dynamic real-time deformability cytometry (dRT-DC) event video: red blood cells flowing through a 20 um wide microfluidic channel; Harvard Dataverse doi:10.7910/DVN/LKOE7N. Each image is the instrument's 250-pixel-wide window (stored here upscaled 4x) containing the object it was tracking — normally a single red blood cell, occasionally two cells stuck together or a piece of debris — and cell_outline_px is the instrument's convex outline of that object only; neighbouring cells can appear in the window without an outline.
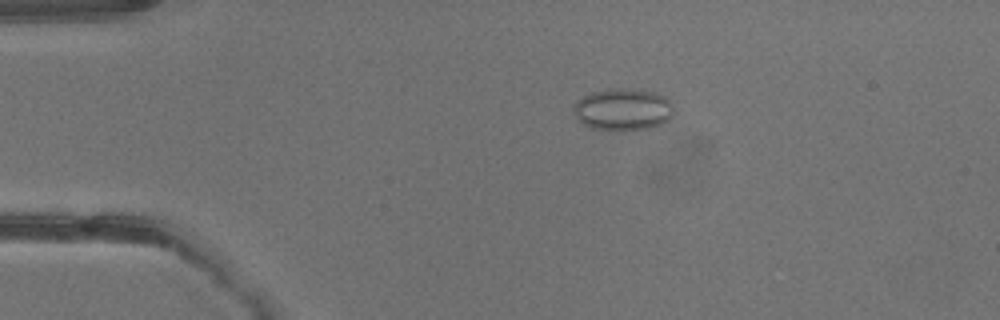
{"species": "common noctule bat (a hibernating species)", "species_latin": "Nyctalus noctula", "temperature_condition": "warm", "stored_images_in_passage": 41, "camera_frame_rate_fps": 3000, "um_per_image_px": 0.085, "animal": {"sex": "male", "body_mass_g": 13.3}, "frame": {"image": 1, "passage_image": 9, "time_ms": 2.667, "image_size_px": [1000, 320], "cell_outline_px": [[676, 112], [668, 120], [660, 124], [648, 128], [592, 128], [580, 124], [572, 108], [576, 100], [592, 92], [608, 88], [624, 88], [656, 92], [664, 96], [672, 104]], "centroid_in_image_um": [52.95, 9.26], "position_along_channel_um": 32.1, "area_um2": 24.28}}
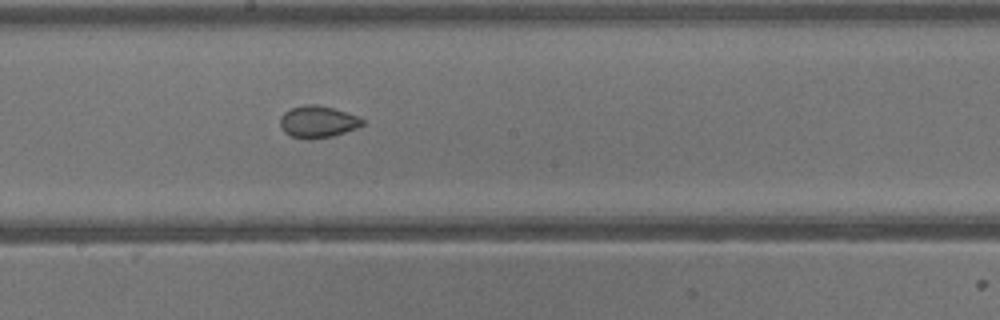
{"frame": {"image": 2, "passage_image": 23, "time_ms": 7.333, "image_size_px": [1000, 320], "cell_outline_px": [[364, 124], [356, 128], [332, 136], [312, 140], [308, 140], [292, 136], [284, 132], [280, 124], [280, 116], [284, 112], [292, 108], [304, 104], [316, 104], [332, 108], [360, 116], [364, 120]], "centroid_in_image_um": [27.01, 10.35], "position_along_channel_um": 221.2, "area_um2": 15.37}}
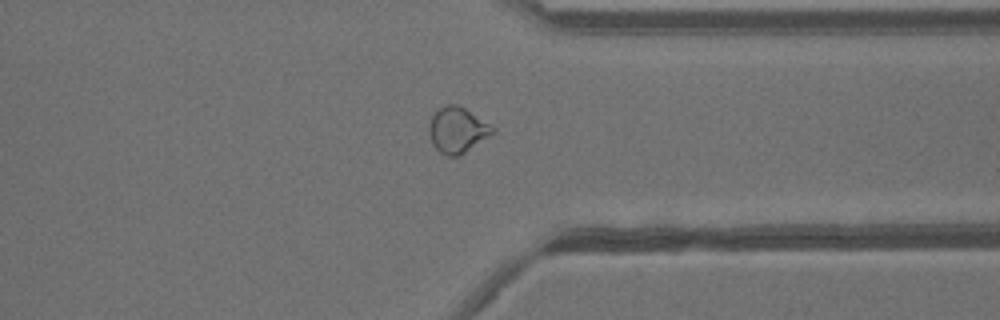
{"frame": {"image": 3, "passage_image": 32, "time_ms": 10.333, "image_size_px": [1000, 320], "cell_outline_px": [[496, 132], [460, 156], [448, 156], [440, 152], [432, 144], [428, 132], [428, 124], [432, 116], [440, 108], [448, 104], [456, 104], [464, 108], [496, 128]], "centroid_in_image_um": [38.88, 11.07], "position_along_channel_um": 372.5, "area_um2": 16.94}}